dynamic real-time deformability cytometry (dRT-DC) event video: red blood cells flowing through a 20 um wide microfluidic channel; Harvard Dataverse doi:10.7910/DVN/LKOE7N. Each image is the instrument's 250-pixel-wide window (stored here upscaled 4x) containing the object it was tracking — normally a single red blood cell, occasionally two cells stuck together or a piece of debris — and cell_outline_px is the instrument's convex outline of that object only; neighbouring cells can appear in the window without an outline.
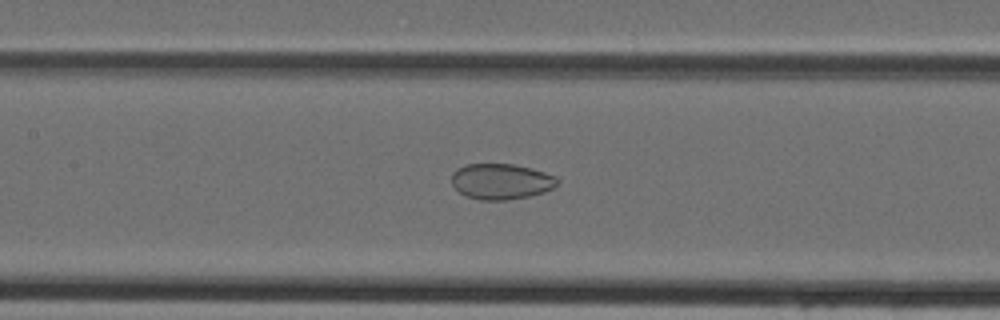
{"species": "Egyptian fruit bat (a non-hibernating species)", "species_latin": "Rousettus aegyptiacus", "temperature_condition": "cold", "stored_images_in_passage": 14, "camera_frame_rate_fps": 3000, "um_per_image_px": 0.085, "animal": {"sex": "female"}, "frame": {"image": 1, "passage_image": 7, "time_ms": 2.0, "image_size_px": [1000, 320], "cell_outline_px": [[560, 184], [544, 192], [528, 196], [504, 200], [480, 200], [468, 196], [460, 192], [452, 184], [452, 172], [456, 168], [464, 164], [512, 164], [532, 168], [556, 176]], "centroid_in_image_um": [42.6, 15.41], "position_along_channel_um": 164.8, "area_um2": 22.02}}
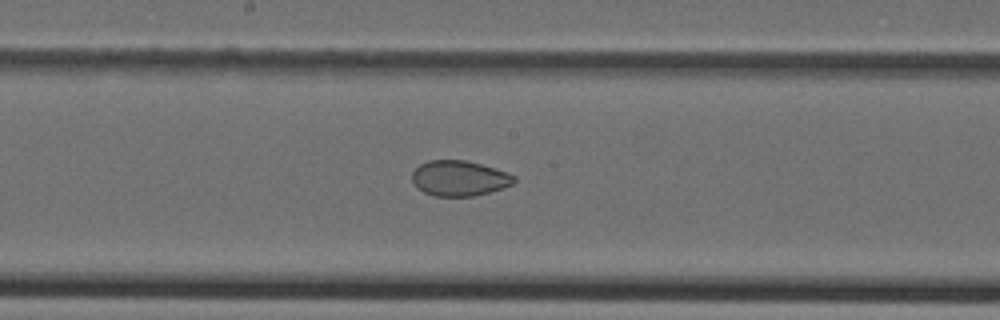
{"frame": {"image": 2, "passage_image": 10, "time_ms": 3.0, "image_size_px": [1000, 320], "cell_outline_px": [[516, 180], [512, 184], [504, 188], [472, 196], [432, 196], [416, 188], [412, 180], [412, 172], [420, 164], [428, 160], [464, 160], [480, 164], [516, 176]], "centroid_in_image_um": [39.0, 15.16], "position_along_channel_um": 209.2, "area_um2": 20.92}}